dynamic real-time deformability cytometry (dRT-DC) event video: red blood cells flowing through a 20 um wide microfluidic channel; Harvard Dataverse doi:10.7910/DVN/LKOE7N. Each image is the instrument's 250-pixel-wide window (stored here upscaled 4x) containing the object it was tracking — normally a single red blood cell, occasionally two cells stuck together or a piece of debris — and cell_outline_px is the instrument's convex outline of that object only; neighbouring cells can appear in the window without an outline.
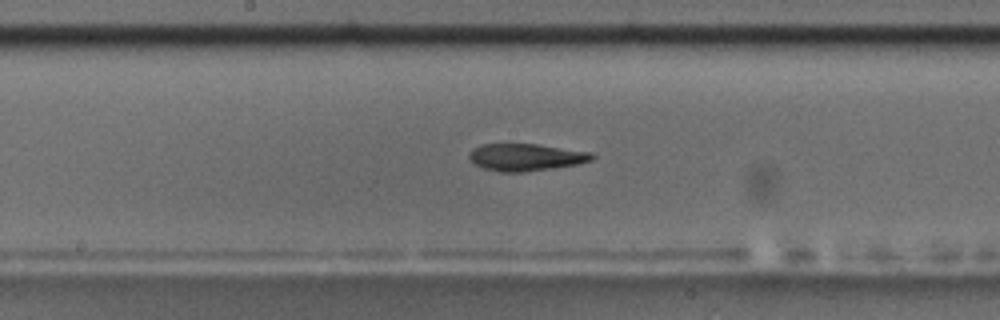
{"species": "common noctule bat (a hibernating species)", "species_latin": "Nyctalus noctula", "temperature_condition": "room temperature", "stored_images_in_passage": 48, "camera_frame_rate_fps": 3000, "um_per_image_px": 0.085, "animal": {"sex": "male", "body_mass_g": 17.5, "forearm_length_mm": 52.3}, "frame": {"image": 1, "passage_image": 28, "time_ms": 9.0, "image_size_px": [1000, 320], "cell_outline_px": [[596, 156], [592, 160], [576, 164], [552, 168], [524, 172], [500, 172], [484, 168], [476, 164], [468, 156], [472, 148], [480, 144], [536, 144], [592, 152]], "centroid_in_image_um": [44.7, 13.36], "position_along_channel_um": 203.5, "area_um2": 19.36}}